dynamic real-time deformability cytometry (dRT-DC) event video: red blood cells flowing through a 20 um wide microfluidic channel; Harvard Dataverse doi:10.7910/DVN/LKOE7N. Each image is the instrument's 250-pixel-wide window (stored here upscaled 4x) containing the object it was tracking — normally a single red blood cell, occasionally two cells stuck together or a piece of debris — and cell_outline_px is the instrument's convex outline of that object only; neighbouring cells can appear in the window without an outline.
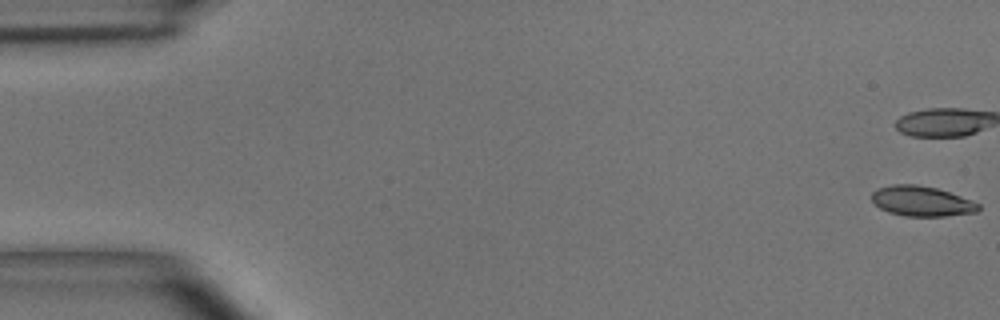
{"species": "common noctule bat (a hibernating species)", "species_latin": "Nyctalus noctula", "temperature_condition": "room temperature", "stored_images_in_passage": 51, "camera_frame_rate_fps": 3000, "um_per_image_px": 0.085, "animal": {"sex": "male", "body_mass_g": 15.6}, "frame": {"image": 1, "passage_image": 1, "time_ms": 0.0, "image_size_px": [1000, 320], "cell_outline_px": [[980, 208], [976, 212], [944, 216], [904, 216], [888, 212], [880, 208], [872, 200], [872, 192], [876, 188], [892, 184], [916, 184], [936, 188], [972, 200], [980, 204]], "centroid_in_image_um": [78.32, 17.09], "position_along_channel_um": 6.7, "area_um2": 18.73}}